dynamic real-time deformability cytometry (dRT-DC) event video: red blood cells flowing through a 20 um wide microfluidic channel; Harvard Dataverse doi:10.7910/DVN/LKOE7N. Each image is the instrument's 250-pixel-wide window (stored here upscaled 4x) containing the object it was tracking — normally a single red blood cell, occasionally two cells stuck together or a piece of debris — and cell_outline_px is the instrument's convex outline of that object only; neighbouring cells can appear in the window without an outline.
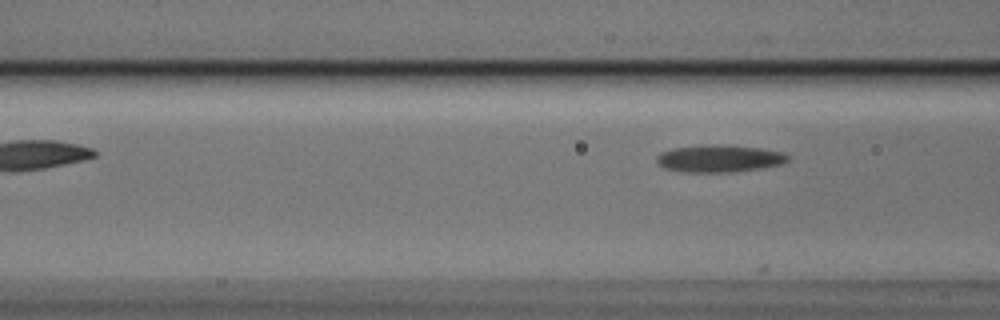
{"species": "Egyptian fruit bat (a non-hibernating species)", "species_latin": "Rousettus aegyptiacus", "temperature_condition": "cold", "stored_images_in_passage": 10, "camera_frame_rate_fps": 3000, "um_per_image_px": 0.085, "animal": {"sex": "male"}, "frame": {"image": 1, "passage_image": 10, "time_ms": 3.0, "image_size_px": [1000, 320], "cell_outline_px": [[788, 160], [780, 164], [760, 168], [732, 172], [684, 172], [664, 168], [656, 160], [656, 156], [660, 152], [672, 148], [700, 144], [716, 144], [760, 148], [784, 152], [788, 156]], "centroid_in_image_um": [61.09, 13.46], "position_along_channel_um": 105.5, "area_um2": 20.92}}